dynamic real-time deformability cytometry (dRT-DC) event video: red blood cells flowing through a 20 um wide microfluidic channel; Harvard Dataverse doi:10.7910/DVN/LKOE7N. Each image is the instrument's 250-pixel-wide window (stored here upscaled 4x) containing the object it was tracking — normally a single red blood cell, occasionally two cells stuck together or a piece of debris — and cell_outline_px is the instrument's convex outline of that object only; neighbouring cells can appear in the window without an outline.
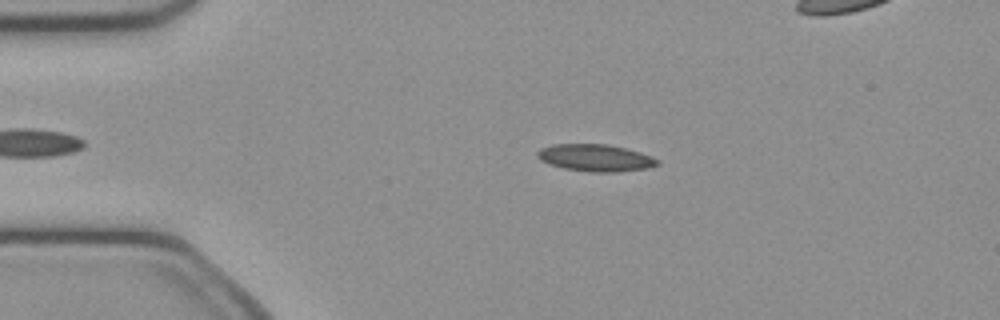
{"species": "common noctule bat (a hibernating species)", "species_latin": "Nyctalus noctula", "temperature_condition": "cold", "stored_images_in_passage": 38, "camera_frame_rate_fps": 3000, "um_per_image_px": 0.085, "animal": {"sex": "female", "body_mass_g": 21.9}, "frame": {"image": 1, "passage_image": 5, "time_ms": 1.333, "image_size_px": [1000, 320], "cell_outline_px": [[660, 164], [648, 168], [616, 172], [592, 172], [564, 168], [540, 160], [536, 156], [536, 152], [540, 148], [552, 144], [608, 144], [640, 152], [660, 160]], "centroid_in_image_um": [50.61, 13.41], "position_along_channel_um": 34.4, "area_um2": 18.9}}
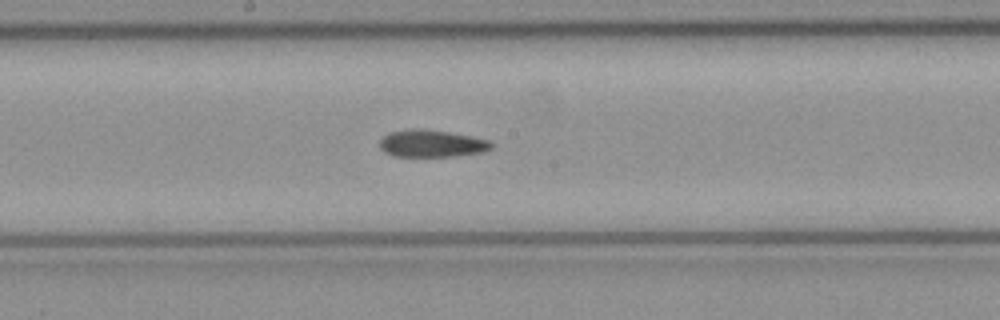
{"frame": {"image": 2, "passage_image": 21, "time_ms": 6.667, "image_size_px": [1000, 320], "cell_outline_px": [[492, 148], [484, 152], [456, 156], [396, 156], [384, 152], [380, 148], [380, 140], [388, 132], [412, 128], [416, 128], [448, 132], [472, 136], [488, 140], [492, 144]], "centroid_in_image_um": [36.68, 12.2], "position_along_channel_um": 211.5, "area_um2": 17.69}}
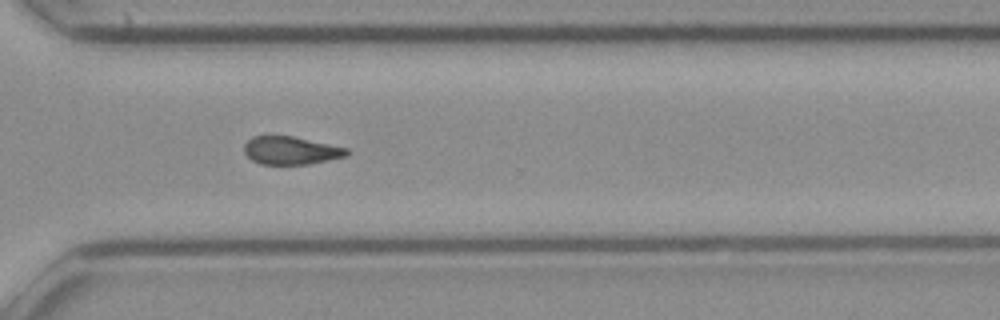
{"frame": {"image": 3, "passage_image": 31, "time_ms": 10.0, "image_size_px": [1000, 320], "cell_outline_px": [[348, 156], [308, 164], [260, 164], [252, 160], [244, 152], [244, 144], [252, 136], [292, 136], [348, 148]], "centroid_in_image_um": [24.72, 12.79], "position_along_channel_um": 345.9, "area_um2": 16.65}, "authors_computed_cell_mechanics": {"area_um2": 17.918, "velocity_mm_per_s": 4.0494, "shape_relaxation_time_tau1_ms": null, "shape_relaxation_time_tau2_ms": 4.1591, "deformation_change_tau1": null, "deformation_change_tau2": 0.1095}}